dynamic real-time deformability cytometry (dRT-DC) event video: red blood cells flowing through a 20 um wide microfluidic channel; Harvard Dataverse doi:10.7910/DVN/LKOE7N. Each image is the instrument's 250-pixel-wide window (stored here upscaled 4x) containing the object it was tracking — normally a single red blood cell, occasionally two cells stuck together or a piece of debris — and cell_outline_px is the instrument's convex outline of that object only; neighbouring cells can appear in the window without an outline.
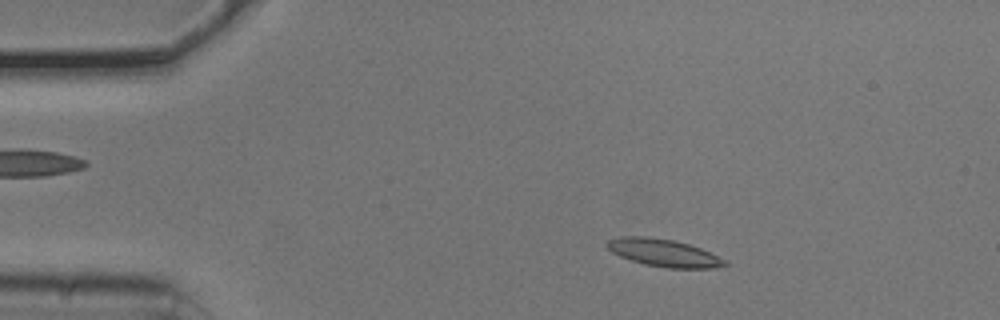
{"species": "common noctule bat (a hibernating species)", "species_latin": "Nyctalus noctula", "temperature_condition": "cold", "stored_images_in_passage": 47, "camera_frame_rate_fps": 3000, "um_per_image_px": 0.085, "animal": {"sex": "male", "body_mass_g": 20.5, "forearm_length_mm": 52.5}, "frame": {"image": 1, "passage_image": 3, "time_ms": 0.667, "image_size_px": [1000, 320], "cell_outline_px": [[728, 264], [712, 268], [668, 268], [644, 264], [620, 256], [612, 252], [604, 244], [608, 240], [620, 236], [648, 236], [672, 240], [688, 244], [700, 248], [724, 260]], "centroid_in_image_um": [56.35, 21.48], "position_along_channel_um": 28.7, "area_um2": 18.61}}
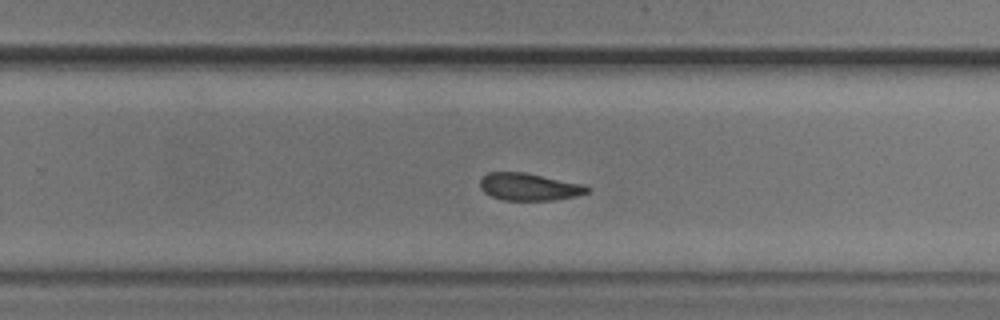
{"frame": {"image": 2, "passage_image": 28, "time_ms": 9.0, "image_size_px": [1000, 320], "cell_outline_px": [[588, 192], [576, 196], [556, 200], [500, 200], [484, 192], [480, 188], [480, 180], [488, 172], [524, 172], [584, 184], [588, 188]], "centroid_in_image_um": [44.96, 15.88], "position_along_channel_um": 284.8, "area_um2": 17.05}}
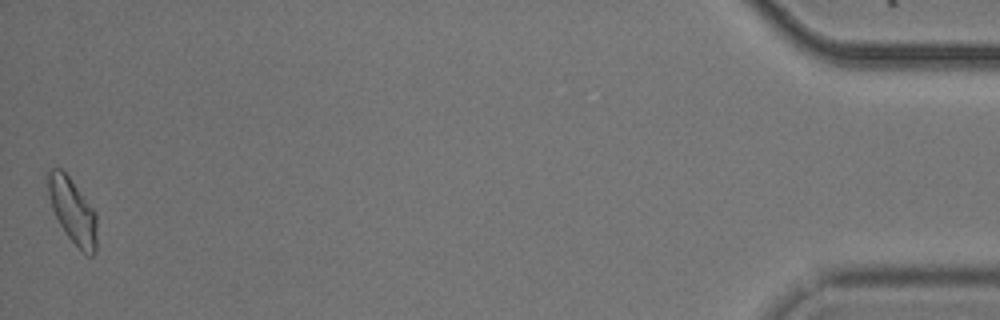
{"frame": {"image": 3, "passage_image": 47, "time_ms": 15.333, "image_size_px": [1000, 320], "cell_outline_px": [[96, 248], [92, 256], [88, 256], [68, 236], [60, 224], [52, 208], [48, 192], [48, 172], [52, 168], [60, 168], [68, 176], [96, 212]], "centroid_in_image_um": [6.18, 17.92], "position_along_channel_um": 429.0, "area_um2": 17.98}, "authors_computed_cell_mechanics": {"area_um2": 17.9758, "velocity_mm_per_s": 3.7524, "shape_relaxation_time_tau1_ms": 4.1861, "shape_relaxation_time_tau2_ms": 2.7583, "deformation_change_tau1": 0.1103, "deformation_change_tau2": 0.0912}}